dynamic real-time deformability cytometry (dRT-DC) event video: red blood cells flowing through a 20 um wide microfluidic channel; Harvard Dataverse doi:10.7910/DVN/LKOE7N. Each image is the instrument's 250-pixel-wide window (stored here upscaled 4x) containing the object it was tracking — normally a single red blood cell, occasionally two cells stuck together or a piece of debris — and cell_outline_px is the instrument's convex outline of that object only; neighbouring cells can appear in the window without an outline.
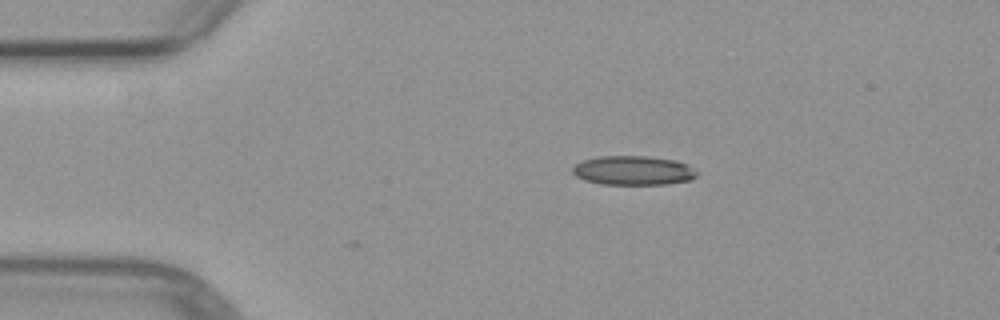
{"species": "common noctule bat (a hibernating species)", "species_latin": "Nyctalus noctula", "temperature_condition": "warm", "stored_images_in_passage": 4, "camera_frame_rate_fps": 3000, "um_per_image_px": 0.085, "animal": {"sex": "female", "body_mass_g": 29.2, "forearm_length_mm": 56.3}, "frame": {"image": 1, "passage_image": 1, "time_ms": 0.0, "image_size_px": [1000, 320], "cell_outline_px": [[696, 176], [692, 180], [668, 184], [600, 184], [584, 180], [576, 176], [572, 172], [572, 168], [576, 164], [584, 160], [596, 156], [648, 156], [676, 160], [688, 164], [696, 172]], "centroid_in_image_um": [53.83, 14.49], "position_along_channel_um": 31.2, "area_um2": 21.27}}
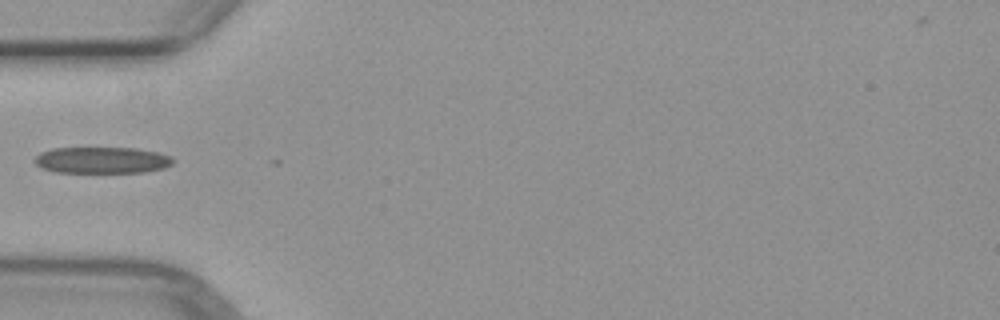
{"frame": {"image": 2, "passage_image": 3, "time_ms": 2.333, "image_size_px": [1000, 320], "cell_outline_px": [[176, 160], [172, 164], [164, 168], [144, 172], [56, 172], [40, 168], [32, 160], [40, 152], [52, 148], [136, 148], [156, 152], [172, 156]], "centroid_in_image_um": [8.66, 13.61], "position_along_channel_um": 76.3, "area_um2": 21.44}}
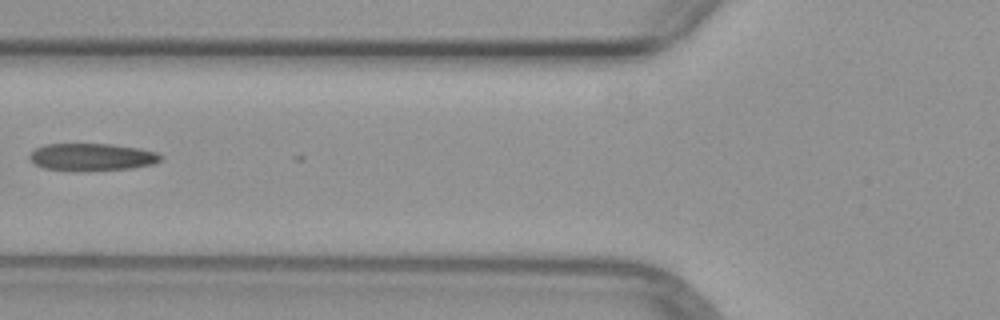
{"frame": {"image": 3, "passage_image": 4, "time_ms": 3.333, "image_size_px": [1000, 320], "cell_outline_px": [[160, 160], [152, 164], [132, 168], [44, 168], [36, 164], [28, 156], [36, 148], [44, 144], [112, 144], [140, 148], [156, 152], [160, 156]], "centroid_in_image_um": [7.83, 13.29], "position_along_channel_um": 118.0, "area_um2": 19.71}}